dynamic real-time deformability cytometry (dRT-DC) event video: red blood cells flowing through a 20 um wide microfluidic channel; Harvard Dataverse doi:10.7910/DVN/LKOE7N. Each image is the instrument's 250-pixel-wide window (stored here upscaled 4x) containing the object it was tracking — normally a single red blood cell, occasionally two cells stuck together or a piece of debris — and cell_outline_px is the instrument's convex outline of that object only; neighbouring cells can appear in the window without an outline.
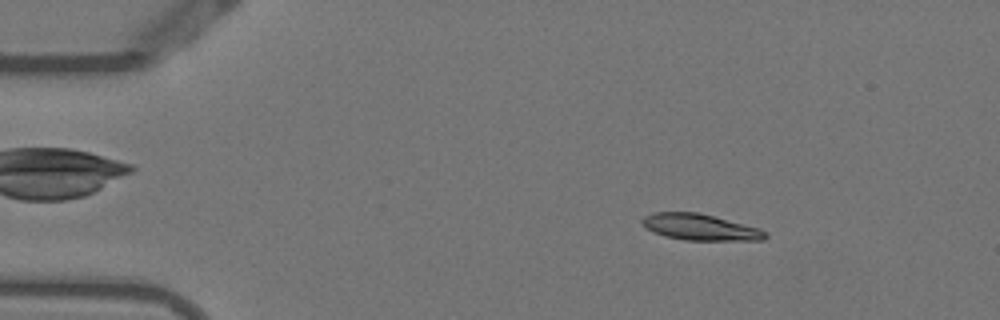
{"species": "Egyptian fruit bat (a non-hibernating species)", "species_latin": "Rousettus aegyptiacus", "temperature_condition": "warm", "stored_images_in_passage": 49, "camera_frame_rate_fps": 3000, "um_per_image_px": 0.085, "animal": {"sex": "female"}, "frame": {"image": 1, "passage_image": 4, "time_ms": 1.0, "image_size_px": [1000, 320], "cell_outline_px": [[768, 236], [764, 240], [684, 240], [664, 236], [652, 232], [640, 224], [640, 220], [644, 216], [652, 212], [700, 212], [760, 228], [768, 232]], "centroid_in_image_um": [59.49, 19.3], "position_along_channel_um": 25.5, "area_um2": 19.19}}
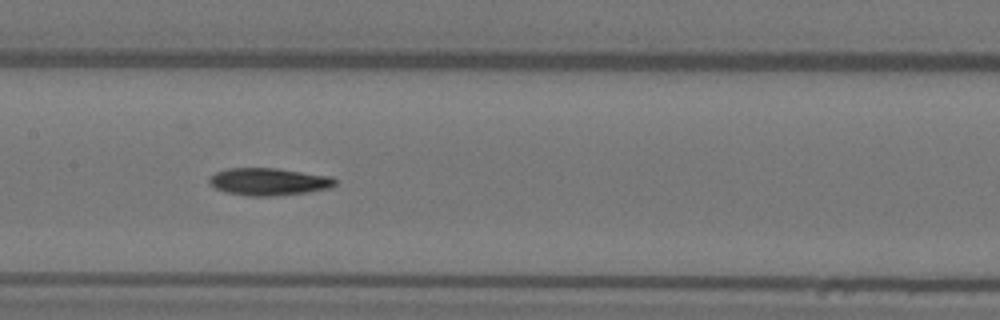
{"frame": {"image": 2, "passage_image": 22, "time_ms": 7.0, "image_size_px": [1000, 320], "cell_outline_px": [[336, 184], [328, 188], [308, 192], [272, 196], [248, 196], [228, 192], [216, 188], [208, 184], [208, 176], [216, 172], [228, 168], [276, 168], [332, 176], [336, 180]], "centroid_in_image_um": [22.82, 15.43], "position_along_channel_um": 184.6, "area_um2": 20.11}}
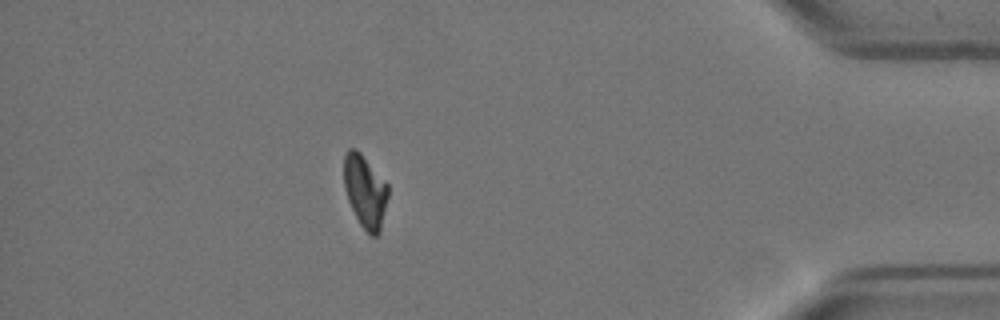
{"frame": {"image": 3, "passage_image": 43, "time_ms": 14.0, "image_size_px": [1000, 320], "cell_outline_px": [[388, 196], [380, 232], [376, 236], [372, 236], [360, 224], [348, 200], [344, 188], [344, 156], [348, 148], [356, 148], [360, 152], [388, 184]], "centroid_in_image_um": [31.03, 16.24], "position_along_channel_um": 404.2, "area_um2": 18.61}}